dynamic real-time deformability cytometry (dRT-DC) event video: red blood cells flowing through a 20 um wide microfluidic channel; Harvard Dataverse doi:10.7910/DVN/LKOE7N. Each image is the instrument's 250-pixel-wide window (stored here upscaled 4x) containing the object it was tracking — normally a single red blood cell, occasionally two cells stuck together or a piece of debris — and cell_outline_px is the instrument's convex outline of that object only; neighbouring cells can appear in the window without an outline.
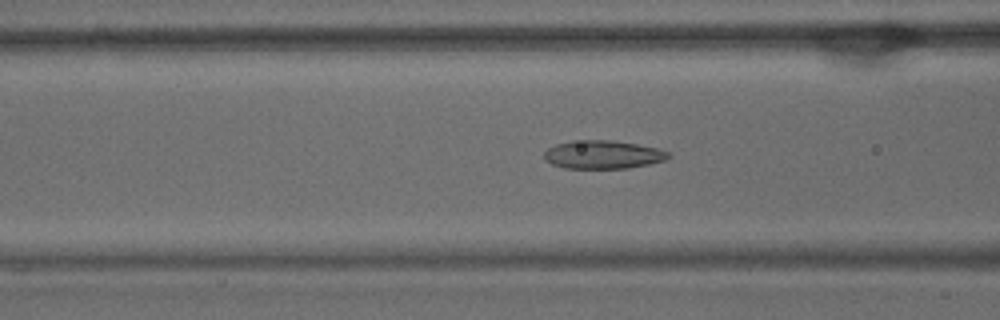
{"species": "common noctule bat (a hibernating species)", "species_latin": "Nyctalus noctula", "temperature_condition": "warm", "stored_images_in_passage": 53, "camera_frame_rate_fps": 3000, "um_per_image_px": 0.085, "animal": {"sex": "male", "body_mass_g": 15.6}, "frame": {"image": 1, "passage_image": 20, "time_ms": 6.333, "image_size_px": [1000, 320], "cell_outline_px": [[672, 156], [664, 160], [648, 164], [628, 168], [564, 168], [552, 164], [544, 160], [544, 152], [548, 148], [556, 144], [572, 140], [608, 140], [636, 144], [656, 148], [668, 152]], "centroid_in_image_um": [51.21, 13.14], "position_along_channel_um": 115.4, "area_um2": 20.4}}
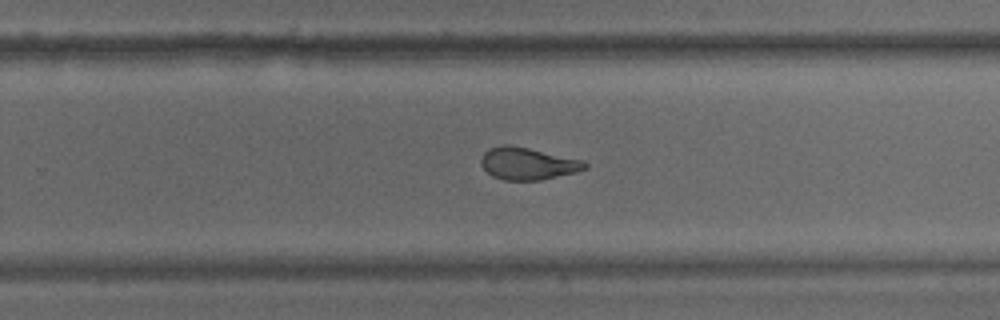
{"frame": {"image": 2, "passage_image": 33, "time_ms": 10.667, "image_size_px": [1000, 320], "cell_outline_px": [[588, 168], [576, 172], [540, 180], [504, 180], [492, 176], [480, 164], [480, 160], [484, 152], [488, 148], [500, 144], [512, 144], [584, 160], [588, 164]], "centroid_in_image_um": [44.85, 13.88], "position_along_channel_um": 284.9, "area_um2": 19.77}}
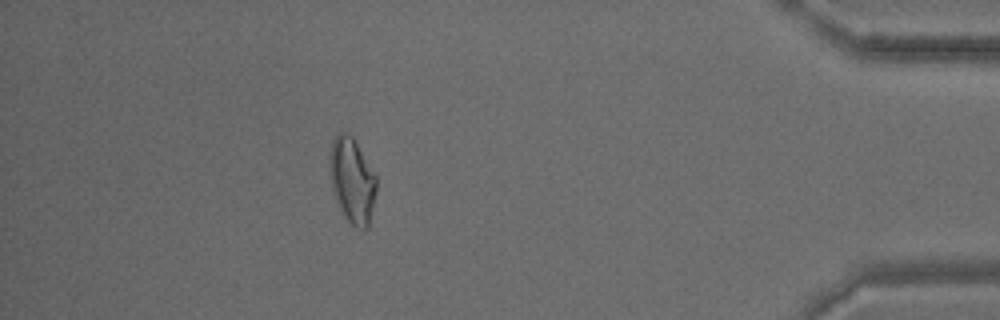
{"frame": {"image": 3, "passage_image": 46, "time_ms": 15.0, "image_size_px": [1000, 320], "cell_outline_px": [[376, 192], [368, 228], [356, 228], [344, 216], [336, 200], [332, 188], [328, 160], [328, 156], [332, 140], [336, 132], [348, 132], [352, 136], [376, 176]], "centroid_in_image_um": [29.9, 15.29], "position_along_channel_um": 405.3, "area_um2": 23.24}, "authors_computed_cell_mechanics": {"area_um2": 21.386, "velocity_mm_per_s": 3.9144, "shape_relaxation_time_tau1_ms": 8.8794, "shape_relaxation_time_tau2_ms": 1.7555, "deformation_change_tau1": 0.2351, "deformation_change_tau2": 0.0868}}